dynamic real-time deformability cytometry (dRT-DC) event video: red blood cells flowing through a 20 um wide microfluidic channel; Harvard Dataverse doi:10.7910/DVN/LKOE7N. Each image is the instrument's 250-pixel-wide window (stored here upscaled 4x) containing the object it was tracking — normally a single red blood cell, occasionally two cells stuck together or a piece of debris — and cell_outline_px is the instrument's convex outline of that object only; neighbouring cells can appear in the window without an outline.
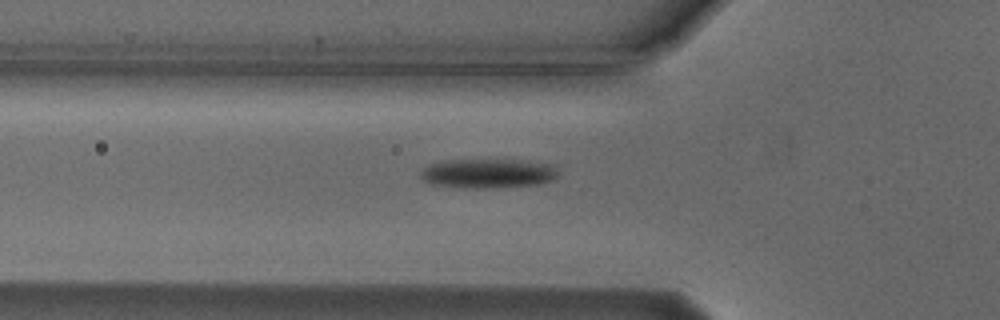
{"species": "Egyptian fruit bat (a non-hibernating species)", "species_latin": "Rousettus aegyptiacus", "temperature_condition": "cold", "stored_images_in_passage": 33, "camera_frame_rate_fps": 3000, "um_per_image_px": 0.085, "animal": {"sex": "male"}, "frame": {"image": 1, "passage_image": 2, "time_ms": 0.333, "image_size_px": [1000, 320], "cell_outline_px": [[560, 176], [552, 180], [540, 184], [476, 188], [460, 188], [432, 184], [424, 180], [420, 176], [420, 172], [428, 164], [444, 160], [520, 160], [556, 164]], "centroid_in_image_um": [41.52, 14.73], "position_along_channel_um": 84.3, "area_um2": 23.76}}
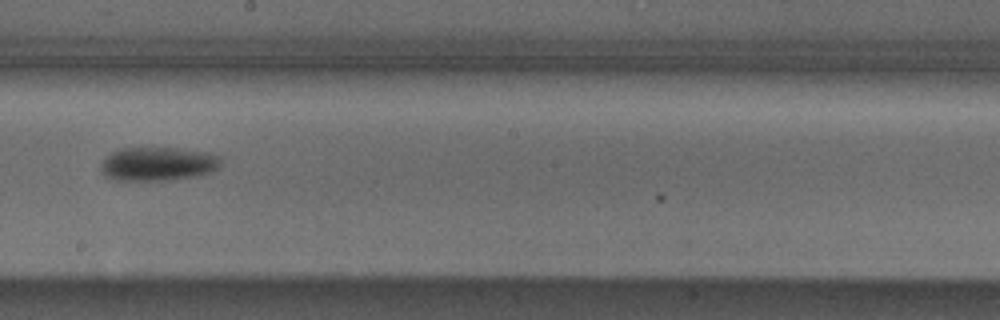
{"frame": {"image": 2, "passage_image": 14, "time_ms": 4.333, "image_size_px": [1000, 320], "cell_outline_px": [[220, 164], [212, 172], [200, 176], [168, 180], [116, 180], [104, 176], [100, 172], [100, 164], [112, 152], [120, 148], [176, 148], [212, 152], [220, 156]], "centroid_in_image_um": [13.44, 13.93], "position_along_channel_um": 234.8, "area_um2": 23.87}}
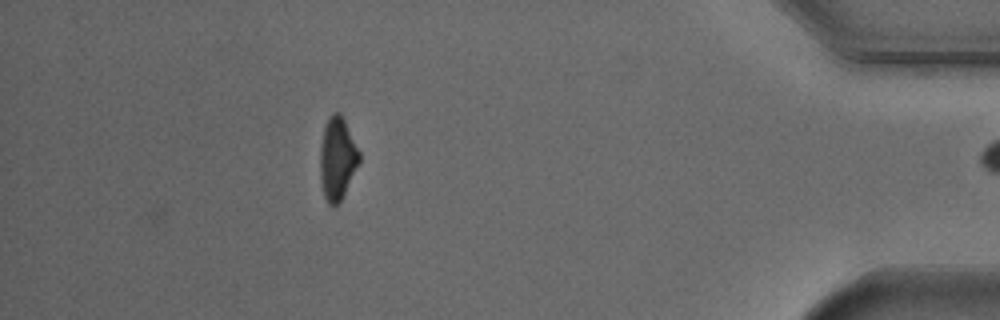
{"frame": {"image": 3, "passage_image": 32, "time_ms": 10.333, "image_size_px": [1000, 320], "cell_outline_px": [[360, 160], [336, 208], [332, 208], [328, 204], [324, 196], [320, 180], [320, 144], [324, 128], [328, 116], [332, 112], [340, 112], [360, 152]], "centroid_in_image_um": [28.64, 13.47], "position_along_channel_um": 406.6, "area_um2": 18.79}}